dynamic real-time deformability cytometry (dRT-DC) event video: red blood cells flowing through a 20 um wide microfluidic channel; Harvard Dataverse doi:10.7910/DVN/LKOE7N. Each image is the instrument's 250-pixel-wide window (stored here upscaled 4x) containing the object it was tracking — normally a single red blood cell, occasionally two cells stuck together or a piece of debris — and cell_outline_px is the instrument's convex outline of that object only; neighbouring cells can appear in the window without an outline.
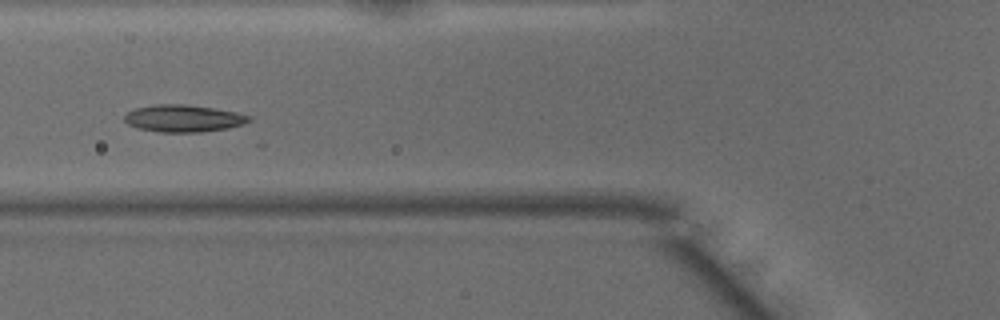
{"species": "common noctule bat (a hibernating species)", "species_latin": "Nyctalus noctula", "temperature_condition": "warm", "stored_images_in_passage": 12, "camera_frame_rate_fps": 3000, "um_per_image_px": 0.085, "animal": {"sex": "male", "body_mass_g": 15.6}, "frame": {"image": 1, "passage_image": 6, "time_ms": 1.667, "image_size_px": [1000, 320], "cell_outline_px": [[252, 120], [244, 124], [228, 128], [200, 132], [160, 132], [136, 128], [128, 124], [124, 120], [124, 116], [128, 112], [136, 108], [156, 104], [188, 104], [236, 112], [252, 116]], "centroid_in_image_um": [15.6, 10.06], "position_along_channel_um": 110.2, "area_um2": 19.77}}
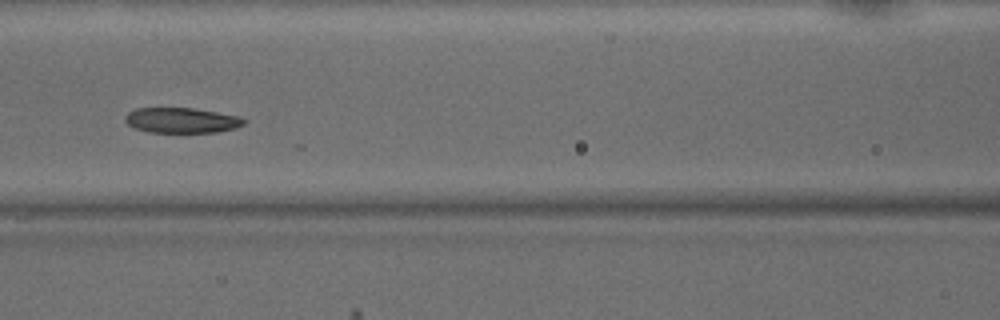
{"frame": {"image": 2, "passage_image": 9, "time_ms": 2.667, "image_size_px": [1000, 320], "cell_outline_px": [[248, 120], [244, 124], [236, 128], [220, 132], [148, 132], [136, 128], [128, 124], [124, 120], [124, 116], [128, 112], [136, 108], [192, 108], [240, 116]], "centroid_in_image_um": [15.46, 10.23], "position_along_channel_um": 151.1, "area_um2": 17.57}}